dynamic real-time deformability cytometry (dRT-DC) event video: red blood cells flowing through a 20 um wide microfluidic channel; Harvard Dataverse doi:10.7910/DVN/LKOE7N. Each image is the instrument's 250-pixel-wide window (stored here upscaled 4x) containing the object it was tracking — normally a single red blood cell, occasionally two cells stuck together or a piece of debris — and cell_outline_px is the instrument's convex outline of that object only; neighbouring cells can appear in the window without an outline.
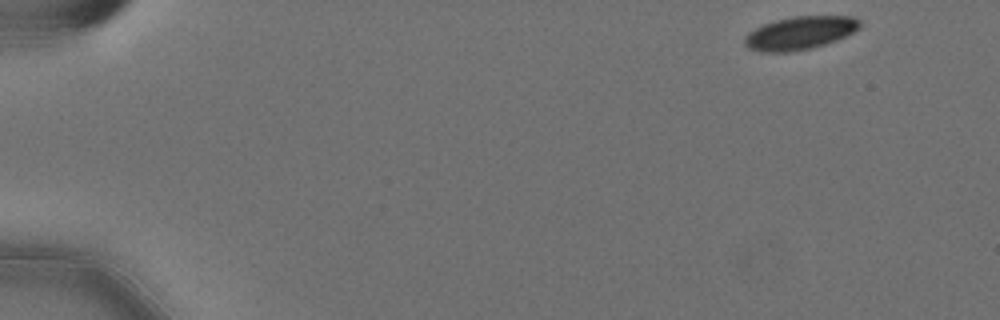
{"species": "Egyptian fruit bat (a non-hibernating species)", "species_latin": "Rousettus aegyptiacus", "temperature_condition": "cold", "stored_images_in_passage": 11, "camera_frame_rate_fps": 3000, "um_per_image_px": 0.085, "animal": {"sex": "female"}, "frame": {"image": 1, "passage_image": 1, "time_ms": 0.0, "image_size_px": [1000, 320], "cell_outline_px": [[860, 28], [836, 40], [812, 48], [788, 52], [760, 52], [748, 48], [744, 44], [744, 40], [748, 32], [764, 24], [776, 20], [792, 16], [856, 16], [860, 20]], "centroid_in_image_um": [67.99, 2.8], "position_along_channel_um": 17.0, "area_um2": 22.2}}